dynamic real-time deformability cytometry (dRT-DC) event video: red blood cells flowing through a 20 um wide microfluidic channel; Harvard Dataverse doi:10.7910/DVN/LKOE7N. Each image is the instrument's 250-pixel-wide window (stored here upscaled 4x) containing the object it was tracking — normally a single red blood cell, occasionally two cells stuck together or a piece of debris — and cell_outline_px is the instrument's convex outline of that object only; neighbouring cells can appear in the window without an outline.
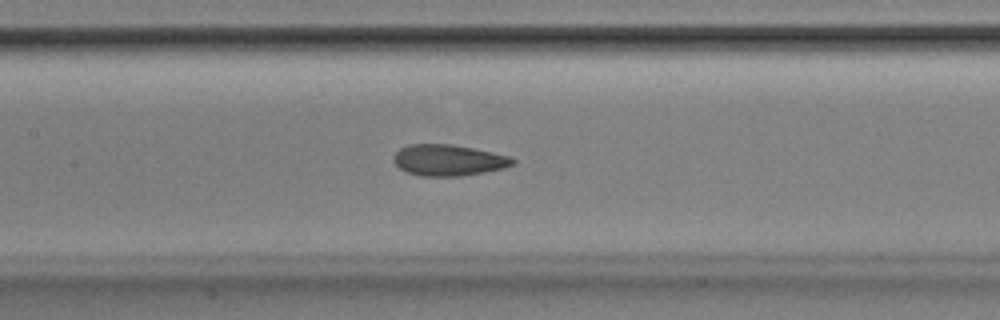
{"species": "Egyptian fruit bat (a non-hibernating species)", "species_latin": "Rousettus aegyptiacus", "temperature_condition": "room temperature", "stored_images_in_passage": 40, "camera_frame_rate_fps": 3000, "um_per_image_px": 0.085, "animal": {"sex": "male"}, "frame": {"image": 1, "passage_image": 12, "time_ms": 3.667, "image_size_px": [1000, 320], "cell_outline_px": [[516, 164], [504, 168], [484, 172], [460, 176], [420, 176], [408, 172], [400, 168], [392, 160], [392, 156], [400, 148], [408, 144], [452, 144], [492, 152], [508, 156], [516, 160]], "centroid_in_image_um": [38.11, 13.61], "position_along_channel_um": 169.3, "area_um2": 21.68}}
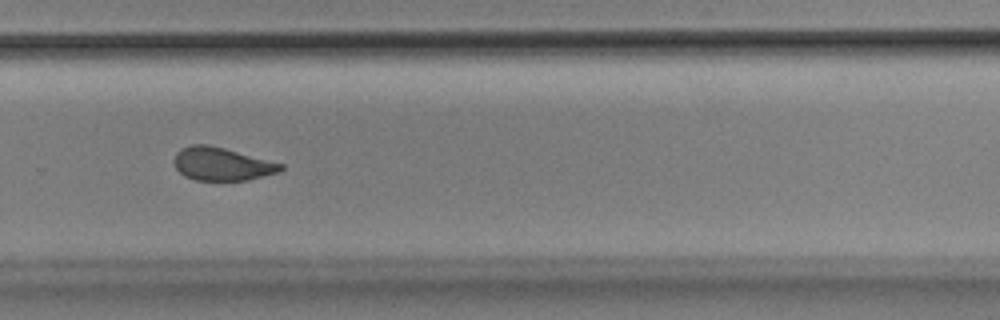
{"frame": {"image": 2, "passage_image": 23, "time_ms": 7.333, "image_size_px": [1000, 320], "cell_outline_px": [[284, 168], [280, 172], [248, 180], [196, 180], [184, 176], [176, 168], [172, 160], [176, 152], [180, 148], [192, 144], [208, 144], [224, 148], [284, 164]], "centroid_in_image_um": [18.84, 13.93], "position_along_channel_um": 311.0, "area_um2": 20.69}}
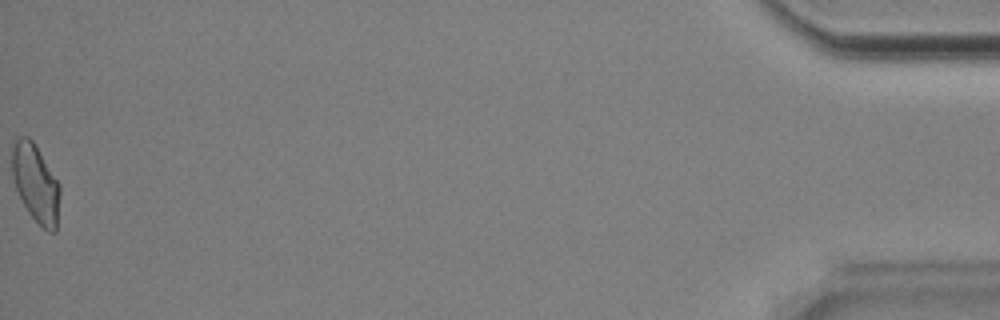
{"frame": {"image": 3, "passage_image": 40, "time_ms": 13.0, "image_size_px": [1000, 320], "cell_outline_px": [[60, 192], [56, 232], [48, 232], [28, 212], [16, 188], [12, 176], [12, 144], [20, 136], [28, 136], [32, 140], [60, 184]], "centroid_in_image_um": [3.03, 15.57], "position_along_channel_um": 432.2, "area_um2": 21.5}, "authors_computed_cell_mechanics": {"area_um2": 21.6172, "velocity_mm_per_s": 3.8831, "shape_relaxation_time_tau1_ms": 10.6108, "shape_relaxation_time_tau2_ms": 1.423, "deformation_change_tau1": 0.1779, "deformation_change_tau2": 0.0728}}